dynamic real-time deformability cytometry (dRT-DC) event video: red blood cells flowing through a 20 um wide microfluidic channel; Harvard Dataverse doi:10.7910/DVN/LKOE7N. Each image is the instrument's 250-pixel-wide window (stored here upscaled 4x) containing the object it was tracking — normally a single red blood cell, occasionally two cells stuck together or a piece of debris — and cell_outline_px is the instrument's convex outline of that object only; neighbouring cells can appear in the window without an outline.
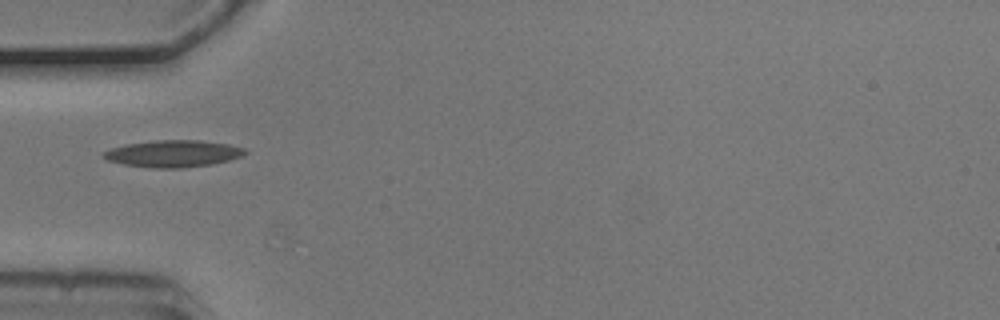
{"species": "common noctule bat (a hibernating species)", "species_latin": "Nyctalus noctula", "temperature_condition": "cold", "stored_images_in_passage": 2, "camera_frame_rate_fps": 3000, "um_per_image_px": 0.085, "animal": {"sex": "male", "body_mass_g": 20.5, "forearm_length_mm": 52.5}, "frame": {"image": 1, "passage_image": 2, "time_ms": 0.333, "image_size_px": [1000, 320], "cell_outline_px": [[248, 152], [240, 156], [228, 160], [212, 164], [184, 168], [152, 168], [124, 164], [104, 160], [100, 156], [104, 152], [112, 148], [124, 144], [156, 140], [200, 140], [228, 144], [244, 148]], "centroid_in_image_um": [14.67, 13.06], "position_along_channel_um": 70.3, "area_um2": 22.25}}